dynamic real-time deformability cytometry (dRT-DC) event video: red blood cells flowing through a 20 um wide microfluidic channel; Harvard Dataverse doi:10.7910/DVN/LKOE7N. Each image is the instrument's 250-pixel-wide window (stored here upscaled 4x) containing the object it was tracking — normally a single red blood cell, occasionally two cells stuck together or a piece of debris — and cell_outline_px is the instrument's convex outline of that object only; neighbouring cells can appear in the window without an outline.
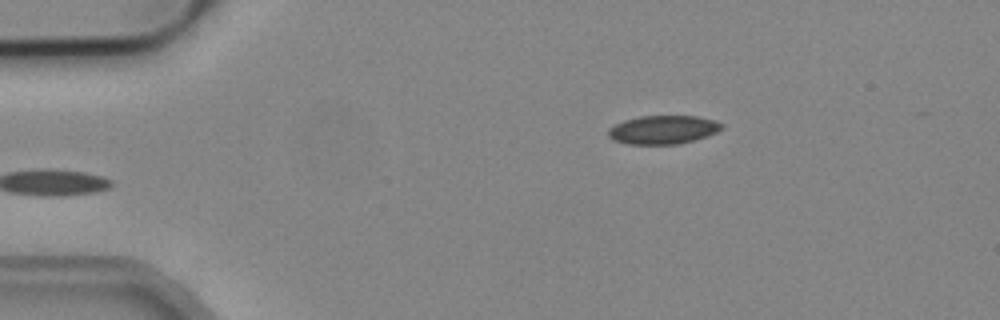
{"species": "common noctule bat (a hibernating species)", "species_latin": "Nyctalus noctula", "temperature_condition": "cold", "stored_images_in_passage": 2, "camera_frame_rate_fps": 3000, "um_per_image_px": 0.085, "animal": {"sex": "male", "body_mass_g": 19.2, "forearm_length_mm": 51.8}, "frame": {"image": 1, "passage_image": 2, "time_ms": 0.333, "image_size_px": [1000, 320], "cell_outline_px": [[724, 128], [708, 136], [680, 144], [628, 144], [612, 140], [608, 136], [608, 128], [624, 120], [640, 116], [696, 116], [716, 120], [724, 124]], "centroid_in_image_um": [56.38, 11.03], "position_along_channel_um": 28.6, "area_um2": 19.07}}